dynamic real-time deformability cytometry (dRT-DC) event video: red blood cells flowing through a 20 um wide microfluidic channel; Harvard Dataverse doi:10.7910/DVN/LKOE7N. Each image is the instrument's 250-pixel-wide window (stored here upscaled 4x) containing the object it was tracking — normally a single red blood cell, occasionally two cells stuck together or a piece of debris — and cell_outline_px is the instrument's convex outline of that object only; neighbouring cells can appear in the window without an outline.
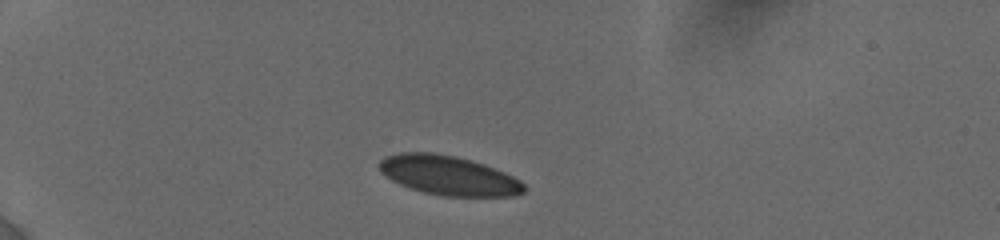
{"species": "human", "species_latin": "Homo sapiens", "temperature_condition": "cold", "stored_images_in_passage": 25, "camera_frame_rate_fps": 3000, "um_per_image_px": 0.085, "donor": {"sex": "female"}, "frame": {"image": 1, "passage_image": 1, "time_ms": 0.0, "image_size_px": [1000, 240], "cell_outline_px": [[528, 188], [524, 192], [516, 196], [444, 196], [424, 192], [408, 188], [392, 180], [380, 172], [380, 160], [384, 156], [400, 152], [432, 152], [456, 156], [472, 160], [484, 164], [504, 172], [520, 180]], "centroid_in_image_um": [38.14, 14.91], "position_along_channel_um": 46.9, "area_um2": 33.41}}
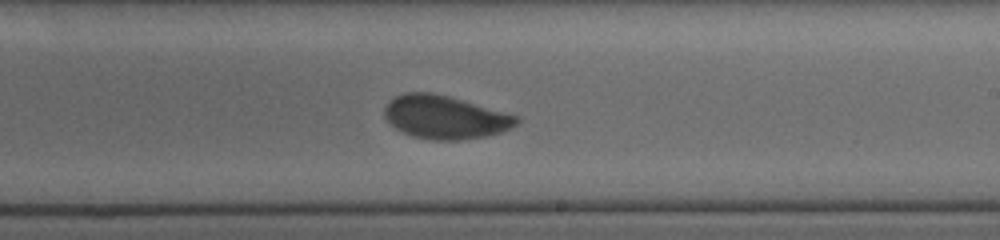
{"frame": {"image": 2, "passage_image": 11, "time_ms": 6.667, "image_size_px": [1000, 240], "cell_outline_px": [[520, 120], [516, 124], [504, 132], [488, 136], [460, 140], [432, 140], [412, 136], [396, 128], [384, 116], [384, 108], [388, 100], [404, 92], [432, 92], [448, 96], [520, 116]], "centroid_in_image_um": [37.84, 9.96], "position_along_channel_um": 251.2, "area_um2": 33.41}}
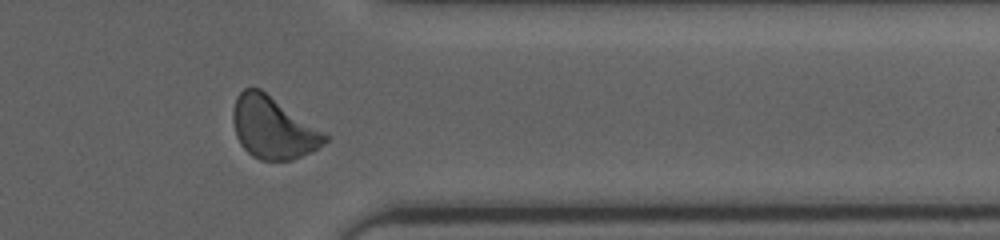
{"frame": {"image": 3, "passage_image": 21, "time_ms": 10.333, "image_size_px": [1000, 240], "cell_outline_px": [[328, 140], [324, 144], [312, 152], [292, 160], [260, 160], [252, 156], [240, 144], [236, 136], [232, 120], [232, 112], [236, 96], [244, 88], [260, 88], [328, 136]], "centroid_in_image_um": [23.16, 10.87], "position_along_channel_um": 388.2, "area_um2": 32.83}, "authors_computed_cell_mechanics": {"area_um2": 32.8882, "velocity_mm_per_s": 3.8024, "shape_relaxation_time_tau1_ms": 3.0319, "shape_relaxation_time_tau2_ms": null, "deformation_change_tau1": 0.085, "deformation_change_tau2": null}}